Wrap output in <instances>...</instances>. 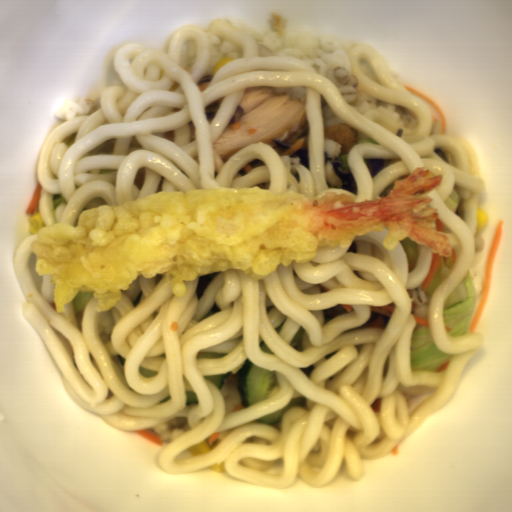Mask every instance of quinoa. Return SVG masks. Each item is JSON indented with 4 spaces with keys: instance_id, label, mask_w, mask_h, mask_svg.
I'll list each match as a JSON object with an SVG mask.
<instances>
[{
    "instance_id": "obj_1",
    "label": "quinoa",
    "mask_w": 512,
    "mask_h": 512,
    "mask_svg": "<svg viewBox=\"0 0 512 512\" xmlns=\"http://www.w3.org/2000/svg\"><path fill=\"white\" fill-rule=\"evenodd\" d=\"M334 82L344 100L354 102L358 97V78L353 73L343 67L331 68L325 76Z\"/></svg>"
},
{
    "instance_id": "obj_2",
    "label": "quinoa",
    "mask_w": 512,
    "mask_h": 512,
    "mask_svg": "<svg viewBox=\"0 0 512 512\" xmlns=\"http://www.w3.org/2000/svg\"><path fill=\"white\" fill-rule=\"evenodd\" d=\"M241 369L232 374H225L223 384L217 389L225 401V414L236 412L244 406L238 390V375Z\"/></svg>"
},
{
    "instance_id": "obj_3",
    "label": "quinoa",
    "mask_w": 512,
    "mask_h": 512,
    "mask_svg": "<svg viewBox=\"0 0 512 512\" xmlns=\"http://www.w3.org/2000/svg\"><path fill=\"white\" fill-rule=\"evenodd\" d=\"M151 428L159 441L170 442L182 433L192 429L187 421V417L178 415Z\"/></svg>"
},
{
    "instance_id": "obj_4",
    "label": "quinoa",
    "mask_w": 512,
    "mask_h": 512,
    "mask_svg": "<svg viewBox=\"0 0 512 512\" xmlns=\"http://www.w3.org/2000/svg\"><path fill=\"white\" fill-rule=\"evenodd\" d=\"M341 151L342 146L325 139L324 168L328 187H342L341 178L336 175L334 169V161Z\"/></svg>"
},
{
    "instance_id": "obj_5",
    "label": "quinoa",
    "mask_w": 512,
    "mask_h": 512,
    "mask_svg": "<svg viewBox=\"0 0 512 512\" xmlns=\"http://www.w3.org/2000/svg\"><path fill=\"white\" fill-rule=\"evenodd\" d=\"M411 300V312L428 321V308L431 298L426 294L421 284L419 286L406 289Z\"/></svg>"
}]
</instances>
